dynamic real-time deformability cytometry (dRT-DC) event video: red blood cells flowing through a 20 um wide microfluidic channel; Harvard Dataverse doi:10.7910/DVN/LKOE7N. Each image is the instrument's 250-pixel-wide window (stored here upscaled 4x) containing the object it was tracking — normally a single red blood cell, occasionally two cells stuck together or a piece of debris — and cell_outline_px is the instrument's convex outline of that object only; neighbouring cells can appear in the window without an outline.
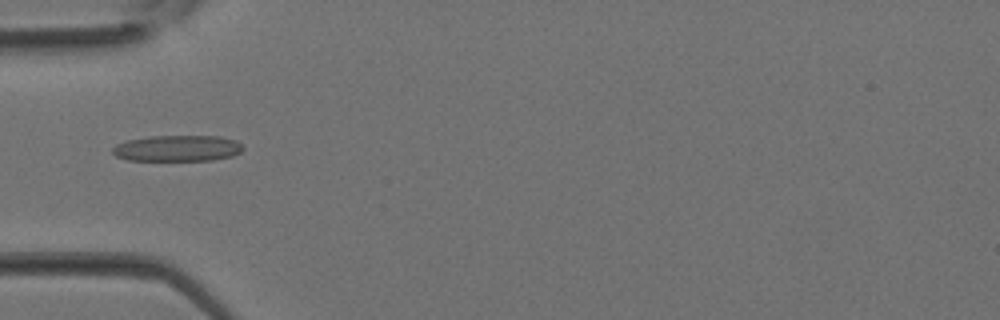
{"species": "Egyptian fruit bat (a non-hibernating species)", "species_latin": "Rousettus aegyptiacus", "temperature_condition": "room temperature", "stored_images_in_passage": 29, "camera_frame_rate_fps": 3000, "um_per_image_px": 0.085, "animal": {"sex": "female"}, "frame": {"image": 1, "passage_image": 8, "time_ms": 2.333, "image_size_px": [1000, 320], "cell_outline_px": [[244, 148], [240, 152], [232, 156], [212, 160], [128, 160], [116, 156], [112, 152], [112, 148], [116, 144], [128, 140], [148, 136], [220, 136], [236, 140]], "centroid_in_image_um": [15.08, 12.6], "position_along_channel_um": 69.9, "area_um2": 19.83}}
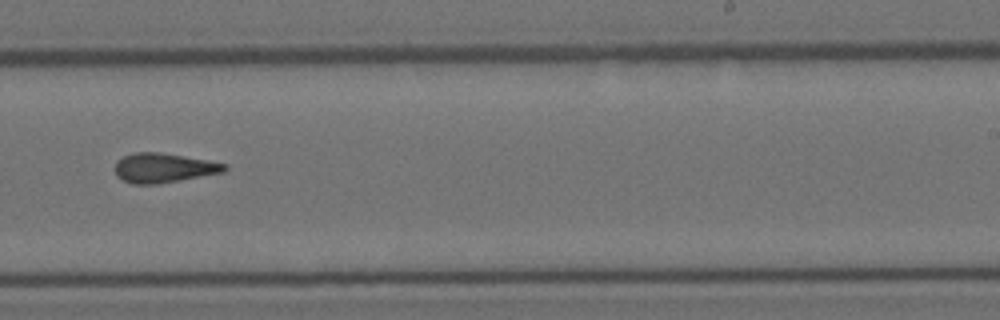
{"frame": {"image": 2, "passage_image": 19, "time_ms": 6.0, "image_size_px": [1000, 320], "cell_outline_px": [[228, 168], [224, 172], [180, 180], [156, 184], [132, 184], [116, 176], [116, 160], [124, 156], [136, 152], [160, 152], [208, 160], [228, 164]], "centroid_in_image_um": [13.93, 14.27], "position_along_channel_um": 275.1, "area_um2": 18.79}}
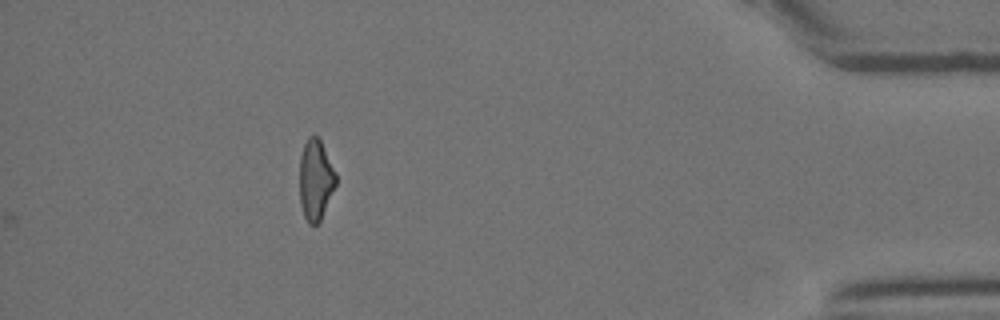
{"frame": {"image": 3, "passage_image": 29, "time_ms": 9.333, "image_size_px": [1000, 320], "cell_outline_px": [[336, 184], [320, 220], [316, 224], [308, 224], [304, 216], [300, 204], [300, 156], [304, 144], [308, 136], [316, 136], [320, 140], [336, 172]], "centroid_in_image_um": [26.81, 15.28], "position_along_channel_um": 408.4, "area_um2": 16.88}}